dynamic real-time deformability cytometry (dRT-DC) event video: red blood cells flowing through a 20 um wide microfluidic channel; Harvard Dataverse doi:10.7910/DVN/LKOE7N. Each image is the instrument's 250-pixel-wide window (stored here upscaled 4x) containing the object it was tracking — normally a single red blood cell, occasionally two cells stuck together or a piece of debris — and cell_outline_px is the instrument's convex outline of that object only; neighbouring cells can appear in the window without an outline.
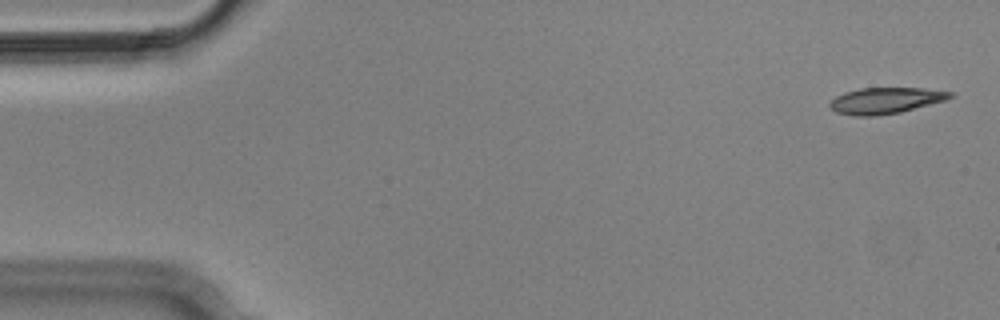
{"species": "Egyptian fruit bat (a non-hibernating species)", "species_latin": "Rousettus aegyptiacus", "temperature_condition": "cold", "stored_images_in_passage": 4, "camera_frame_rate_fps": 3000, "um_per_image_px": 0.085, "animal": {"sex": "male"}, "frame": {"image": 1, "passage_image": 1, "time_ms": 0.0, "image_size_px": [1000, 320], "cell_outline_px": [[956, 96], [948, 100], [900, 112], [872, 116], [856, 116], [836, 112], [828, 104], [836, 96], [844, 92], [860, 88], [924, 88], [956, 92]], "centroid_in_image_um": [75.35, 8.53], "position_along_channel_um": 9.6, "area_um2": 18.5}}